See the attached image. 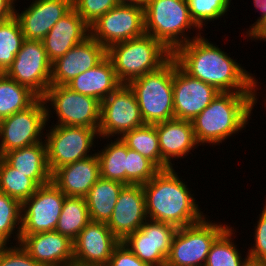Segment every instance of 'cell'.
I'll return each instance as SVG.
<instances>
[{
	"label": "cell",
	"mask_w": 266,
	"mask_h": 266,
	"mask_svg": "<svg viewBox=\"0 0 266 266\" xmlns=\"http://www.w3.org/2000/svg\"><path fill=\"white\" fill-rule=\"evenodd\" d=\"M177 229L170 223L147 219L122 242L149 266H165Z\"/></svg>",
	"instance_id": "cell-15"
},
{
	"label": "cell",
	"mask_w": 266,
	"mask_h": 266,
	"mask_svg": "<svg viewBox=\"0 0 266 266\" xmlns=\"http://www.w3.org/2000/svg\"><path fill=\"white\" fill-rule=\"evenodd\" d=\"M0 266H41L20 244L0 245Z\"/></svg>",
	"instance_id": "cell-40"
},
{
	"label": "cell",
	"mask_w": 266,
	"mask_h": 266,
	"mask_svg": "<svg viewBox=\"0 0 266 266\" xmlns=\"http://www.w3.org/2000/svg\"><path fill=\"white\" fill-rule=\"evenodd\" d=\"M21 224L22 203L0 192V245L19 244Z\"/></svg>",
	"instance_id": "cell-33"
},
{
	"label": "cell",
	"mask_w": 266,
	"mask_h": 266,
	"mask_svg": "<svg viewBox=\"0 0 266 266\" xmlns=\"http://www.w3.org/2000/svg\"><path fill=\"white\" fill-rule=\"evenodd\" d=\"M125 185L100 177L86 198L91 221L107 223L112 216L120 191Z\"/></svg>",
	"instance_id": "cell-27"
},
{
	"label": "cell",
	"mask_w": 266,
	"mask_h": 266,
	"mask_svg": "<svg viewBox=\"0 0 266 266\" xmlns=\"http://www.w3.org/2000/svg\"><path fill=\"white\" fill-rule=\"evenodd\" d=\"M25 37L15 16L0 22V73H5L20 51Z\"/></svg>",
	"instance_id": "cell-35"
},
{
	"label": "cell",
	"mask_w": 266,
	"mask_h": 266,
	"mask_svg": "<svg viewBox=\"0 0 266 266\" xmlns=\"http://www.w3.org/2000/svg\"><path fill=\"white\" fill-rule=\"evenodd\" d=\"M145 34L144 7L117 5L90 26V36L106 50Z\"/></svg>",
	"instance_id": "cell-13"
},
{
	"label": "cell",
	"mask_w": 266,
	"mask_h": 266,
	"mask_svg": "<svg viewBox=\"0 0 266 266\" xmlns=\"http://www.w3.org/2000/svg\"><path fill=\"white\" fill-rule=\"evenodd\" d=\"M253 5L256 10L261 11V15L248 29H246V32H244L245 34H247L261 19L266 17V0H253Z\"/></svg>",
	"instance_id": "cell-44"
},
{
	"label": "cell",
	"mask_w": 266,
	"mask_h": 266,
	"mask_svg": "<svg viewBox=\"0 0 266 266\" xmlns=\"http://www.w3.org/2000/svg\"><path fill=\"white\" fill-rule=\"evenodd\" d=\"M147 219L143 186L125 185L106 224L122 242L129 234L140 229Z\"/></svg>",
	"instance_id": "cell-20"
},
{
	"label": "cell",
	"mask_w": 266,
	"mask_h": 266,
	"mask_svg": "<svg viewBox=\"0 0 266 266\" xmlns=\"http://www.w3.org/2000/svg\"><path fill=\"white\" fill-rule=\"evenodd\" d=\"M11 167L32 178L39 186L52 181L47 162L45 140L27 147L8 151L1 156Z\"/></svg>",
	"instance_id": "cell-26"
},
{
	"label": "cell",
	"mask_w": 266,
	"mask_h": 266,
	"mask_svg": "<svg viewBox=\"0 0 266 266\" xmlns=\"http://www.w3.org/2000/svg\"><path fill=\"white\" fill-rule=\"evenodd\" d=\"M51 64L43 41L25 39L5 74L42 98L51 86Z\"/></svg>",
	"instance_id": "cell-12"
},
{
	"label": "cell",
	"mask_w": 266,
	"mask_h": 266,
	"mask_svg": "<svg viewBox=\"0 0 266 266\" xmlns=\"http://www.w3.org/2000/svg\"><path fill=\"white\" fill-rule=\"evenodd\" d=\"M31 1L21 13L15 8L14 14L25 39L28 40L42 41L57 21L73 8V0Z\"/></svg>",
	"instance_id": "cell-19"
},
{
	"label": "cell",
	"mask_w": 266,
	"mask_h": 266,
	"mask_svg": "<svg viewBox=\"0 0 266 266\" xmlns=\"http://www.w3.org/2000/svg\"><path fill=\"white\" fill-rule=\"evenodd\" d=\"M66 195L52 182L22 203L21 235L55 231Z\"/></svg>",
	"instance_id": "cell-14"
},
{
	"label": "cell",
	"mask_w": 266,
	"mask_h": 266,
	"mask_svg": "<svg viewBox=\"0 0 266 266\" xmlns=\"http://www.w3.org/2000/svg\"><path fill=\"white\" fill-rule=\"evenodd\" d=\"M107 266H149L141 261L123 242H120L112 252Z\"/></svg>",
	"instance_id": "cell-41"
},
{
	"label": "cell",
	"mask_w": 266,
	"mask_h": 266,
	"mask_svg": "<svg viewBox=\"0 0 266 266\" xmlns=\"http://www.w3.org/2000/svg\"><path fill=\"white\" fill-rule=\"evenodd\" d=\"M261 209L262 212L258 216L259 219L254 224V243L253 245L251 243V247H248L247 252L249 260L266 263V201Z\"/></svg>",
	"instance_id": "cell-39"
},
{
	"label": "cell",
	"mask_w": 266,
	"mask_h": 266,
	"mask_svg": "<svg viewBox=\"0 0 266 266\" xmlns=\"http://www.w3.org/2000/svg\"><path fill=\"white\" fill-rule=\"evenodd\" d=\"M173 57L187 74L219 92L260 93L257 91L262 83L255 73L248 72L237 59L203 35L180 46Z\"/></svg>",
	"instance_id": "cell-1"
},
{
	"label": "cell",
	"mask_w": 266,
	"mask_h": 266,
	"mask_svg": "<svg viewBox=\"0 0 266 266\" xmlns=\"http://www.w3.org/2000/svg\"><path fill=\"white\" fill-rule=\"evenodd\" d=\"M46 105L38 98L27 109L0 121V156L8 151L27 147L45 138Z\"/></svg>",
	"instance_id": "cell-10"
},
{
	"label": "cell",
	"mask_w": 266,
	"mask_h": 266,
	"mask_svg": "<svg viewBox=\"0 0 266 266\" xmlns=\"http://www.w3.org/2000/svg\"><path fill=\"white\" fill-rule=\"evenodd\" d=\"M100 178L97 154L58 168L52 174V182L67 197H86Z\"/></svg>",
	"instance_id": "cell-24"
},
{
	"label": "cell",
	"mask_w": 266,
	"mask_h": 266,
	"mask_svg": "<svg viewBox=\"0 0 266 266\" xmlns=\"http://www.w3.org/2000/svg\"><path fill=\"white\" fill-rule=\"evenodd\" d=\"M38 98L28 87L0 73V121L27 109Z\"/></svg>",
	"instance_id": "cell-29"
},
{
	"label": "cell",
	"mask_w": 266,
	"mask_h": 266,
	"mask_svg": "<svg viewBox=\"0 0 266 266\" xmlns=\"http://www.w3.org/2000/svg\"><path fill=\"white\" fill-rule=\"evenodd\" d=\"M46 125L47 162L53 174L58 168L96 154L98 129L83 126ZM47 127L49 128L47 130ZM48 132V133H47ZM94 151V153L92 151Z\"/></svg>",
	"instance_id": "cell-8"
},
{
	"label": "cell",
	"mask_w": 266,
	"mask_h": 266,
	"mask_svg": "<svg viewBox=\"0 0 266 266\" xmlns=\"http://www.w3.org/2000/svg\"><path fill=\"white\" fill-rule=\"evenodd\" d=\"M42 98L46 105L47 124L50 123L51 117H54L53 114H56V124L52 125L99 129L101 119L99 100L74 92L66 85L50 86Z\"/></svg>",
	"instance_id": "cell-7"
},
{
	"label": "cell",
	"mask_w": 266,
	"mask_h": 266,
	"mask_svg": "<svg viewBox=\"0 0 266 266\" xmlns=\"http://www.w3.org/2000/svg\"><path fill=\"white\" fill-rule=\"evenodd\" d=\"M117 5V0H73V8L89 26Z\"/></svg>",
	"instance_id": "cell-38"
},
{
	"label": "cell",
	"mask_w": 266,
	"mask_h": 266,
	"mask_svg": "<svg viewBox=\"0 0 266 266\" xmlns=\"http://www.w3.org/2000/svg\"><path fill=\"white\" fill-rule=\"evenodd\" d=\"M258 96V93L220 92L191 120L197 143L200 146H220L226 139L246 129L252 120Z\"/></svg>",
	"instance_id": "cell-3"
},
{
	"label": "cell",
	"mask_w": 266,
	"mask_h": 266,
	"mask_svg": "<svg viewBox=\"0 0 266 266\" xmlns=\"http://www.w3.org/2000/svg\"><path fill=\"white\" fill-rule=\"evenodd\" d=\"M144 20L145 34L160 41L172 53L203 33L191 20L186 0H146ZM191 29L196 30L195 36L190 37Z\"/></svg>",
	"instance_id": "cell-4"
},
{
	"label": "cell",
	"mask_w": 266,
	"mask_h": 266,
	"mask_svg": "<svg viewBox=\"0 0 266 266\" xmlns=\"http://www.w3.org/2000/svg\"><path fill=\"white\" fill-rule=\"evenodd\" d=\"M174 57L159 69L128 83L135 94L145 124H157L174 118Z\"/></svg>",
	"instance_id": "cell-6"
},
{
	"label": "cell",
	"mask_w": 266,
	"mask_h": 266,
	"mask_svg": "<svg viewBox=\"0 0 266 266\" xmlns=\"http://www.w3.org/2000/svg\"><path fill=\"white\" fill-rule=\"evenodd\" d=\"M144 124L138 101L128 84H121L101 102L100 141L101 138H121Z\"/></svg>",
	"instance_id": "cell-11"
},
{
	"label": "cell",
	"mask_w": 266,
	"mask_h": 266,
	"mask_svg": "<svg viewBox=\"0 0 266 266\" xmlns=\"http://www.w3.org/2000/svg\"><path fill=\"white\" fill-rule=\"evenodd\" d=\"M246 39H251V42L254 40L258 41H266V17L261 19L247 34H246Z\"/></svg>",
	"instance_id": "cell-42"
},
{
	"label": "cell",
	"mask_w": 266,
	"mask_h": 266,
	"mask_svg": "<svg viewBox=\"0 0 266 266\" xmlns=\"http://www.w3.org/2000/svg\"><path fill=\"white\" fill-rule=\"evenodd\" d=\"M219 94L215 87L187 74L174 58V118L191 121Z\"/></svg>",
	"instance_id": "cell-16"
},
{
	"label": "cell",
	"mask_w": 266,
	"mask_h": 266,
	"mask_svg": "<svg viewBox=\"0 0 266 266\" xmlns=\"http://www.w3.org/2000/svg\"><path fill=\"white\" fill-rule=\"evenodd\" d=\"M244 266H266V263L255 262L252 260H248Z\"/></svg>",
	"instance_id": "cell-46"
},
{
	"label": "cell",
	"mask_w": 266,
	"mask_h": 266,
	"mask_svg": "<svg viewBox=\"0 0 266 266\" xmlns=\"http://www.w3.org/2000/svg\"><path fill=\"white\" fill-rule=\"evenodd\" d=\"M191 20L201 30L209 22L225 18L232 0H186Z\"/></svg>",
	"instance_id": "cell-36"
},
{
	"label": "cell",
	"mask_w": 266,
	"mask_h": 266,
	"mask_svg": "<svg viewBox=\"0 0 266 266\" xmlns=\"http://www.w3.org/2000/svg\"><path fill=\"white\" fill-rule=\"evenodd\" d=\"M15 2L13 0H0V22L12 18L15 14Z\"/></svg>",
	"instance_id": "cell-43"
},
{
	"label": "cell",
	"mask_w": 266,
	"mask_h": 266,
	"mask_svg": "<svg viewBox=\"0 0 266 266\" xmlns=\"http://www.w3.org/2000/svg\"><path fill=\"white\" fill-rule=\"evenodd\" d=\"M161 151V170L172 168L173 160L186 159L200 146L195 138L192 122L173 118L155 124ZM174 164H173V163Z\"/></svg>",
	"instance_id": "cell-21"
},
{
	"label": "cell",
	"mask_w": 266,
	"mask_h": 266,
	"mask_svg": "<svg viewBox=\"0 0 266 266\" xmlns=\"http://www.w3.org/2000/svg\"><path fill=\"white\" fill-rule=\"evenodd\" d=\"M120 85L113 64L106 56L98 65L76 76L66 86L74 92L102 102Z\"/></svg>",
	"instance_id": "cell-25"
},
{
	"label": "cell",
	"mask_w": 266,
	"mask_h": 266,
	"mask_svg": "<svg viewBox=\"0 0 266 266\" xmlns=\"http://www.w3.org/2000/svg\"><path fill=\"white\" fill-rule=\"evenodd\" d=\"M119 243L105 222L90 221L73 240V264L107 266Z\"/></svg>",
	"instance_id": "cell-17"
},
{
	"label": "cell",
	"mask_w": 266,
	"mask_h": 266,
	"mask_svg": "<svg viewBox=\"0 0 266 266\" xmlns=\"http://www.w3.org/2000/svg\"><path fill=\"white\" fill-rule=\"evenodd\" d=\"M90 221L86 198L66 196L55 231L73 241Z\"/></svg>",
	"instance_id": "cell-31"
},
{
	"label": "cell",
	"mask_w": 266,
	"mask_h": 266,
	"mask_svg": "<svg viewBox=\"0 0 266 266\" xmlns=\"http://www.w3.org/2000/svg\"><path fill=\"white\" fill-rule=\"evenodd\" d=\"M159 171L152 161L127 147L126 185L146 184Z\"/></svg>",
	"instance_id": "cell-37"
},
{
	"label": "cell",
	"mask_w": 266,
	"mask_h": 266,
	"mask_svg": "<svg viewBox=\"0 0 266 266\" xmlns=\"http://www.w3.org/2000/svg\"><path fill=\"white\" fill-rule=\"evenodd\" d=\"M172 56V52L148 34L114 44L107 49V57L111 60L121 84H128L159 69Z\"/></svg>",
	"instance_id": "cell-5"
},
{
	"label": "cell",
	"mask_w": 266,
	"mask_h": 266,
	"mask_svg": "<svg viewBox=\"0 0 266 266\" xmlns=\"http://www.w3.org/2000/svg\"><path fill=\"white\" fill-rule=\"evenodd\" d=\"M103 140L109 143L96 152L100 164V177L126 185L127 145L117 137L114 141L111 138H102Z\"/></svg>",
	"instance_id": "cell-28"
},
{
	"label": "cell",
	"mask_w": 266,
	"mask_h": 266,
	"mask_svg": "<svg viewBox=\"0 0 266 266\" xmlns=\"http://www.w3.org/2000/svg\"><path fill=\"white\" fill-rule=\"evenodd\" d=\"M229 225L213 242L204 266H244L249 260L248 252L245 257L233 241L236 230ZM243 257V258H242Z\"/></svg>",
	"instance_id": "cell-30"
},
{
	"label": "cell",
	"mask_w": 266,
	"mask_h": 266,
	"mask_svg": "<svg viewBox=\"0 0 266 266\" xmlns=\"http://www.w3.org/2000/svg\"><path fill=\"white\" fill-rule=\"evenodd\" d=\"M118 5H134L144 7L146 0H117Z\"/></svg>",
	"instance_id": "cell-45"
},
{
	"label": "cell",
	"mask_w": 266,
	"mask_h": 266,
	"mask_svg": "<svg viewBox=\"0 0 266 266\" xmlns=\"http://www.w3.org/2000/svg\"><path fill=\"white\" fill-rule=\"evenodd\" d=\"M208 219L205 216L195 224L177 229L165 266L205 265L211 245L229 226Z\"/></svg>",
	"instance_id": "cell-9"
},
{
	"label": "cell",
	"mask_w": 266,
	"mask_h": 266,
	"mask_svg": "<svg viewBox=\"0 0 266 266\" xmlns=\"http://www.w3.org/2000/svg\"><path fill=\"white\" fill-rule=\"evenodd\" d=\"M265 91H266V89H265ZM264 105H265L264 107H266V98L265 97H264Z\"/></svg>",
	"instance_id": "cell-47"
},
{
	"label": "cell",
	"mask_w": 266,
	"mask_h": 266,
	"mask_svg": "<svg viewBox=\"0 0 266 266\" xmlns=\"http://www.w3.org/2000/svg\"><path fill=\"white\" fill-rule=\"evenodd\" d=\"M90 36V26L72 8L60 18L42 40L48 59L53 62Z\"/></svg>",
	"instance_id": "cell-23"
},
{
	"label": "cell",
	"mask_w": 266,
	"mask_h": 266,
	"mask_svg": "<svg viewBox=\"0 0 266 266\" xmlns=\"http://www.w3.org/2000/svg\"><path fill=\"white\" fill-rule=\"evenodd\" d=\"M39 185L25 174L11 167L0 156V192L23 203L30 198Z\"/></svg>",
	"instance_id": "cell-34"
},
{
	"label": "cell",
	"mask_w": 266,
	"mask_h": 266,
	"mask_svg": "<svg viewBox=\"0 0 266 266\" xmlns=\"http://www.w3.org/2000/svg\"><path fill=\"white\" fill-rule=\"evenodd\" d=\"M175 168L160 170L142 186L148 219L180 228L195 224L208 215L200 210L192 188L190 190L188 182L178 176Z\"/></svg>",
	"instance_id": "cell-2"
},
{
	"label": "cell",
	"mask_w": 266,
	"mask_h": 266,
	"mask_svg": "<svg viewBox=\"0 0 266 266\" xmlns=\"http://www.w3.org/2000/svg\"><path fill=\"white\" fill-rule=\"evenodd\" d=\"M19 244L41 266L73 265V241L59 232L21 235Z\"/></svg>",
	"instance_id": "cell-22"
},
{
	"label": "cell",
	"mask_w": 266,
	"mask_h": 266,
	"mask_svg": "<svg viewBox=\"0 0 266 266\" xmlns=\"http://www.w3.org/2000/svg\"><path fill=\"white\" fill-rule=\"evenodd\" d=\"M121 140L128 148L137 151L161 170V151L155 124H144L126 132Z\"/></svg>",
	"instance_id": "cell-32"
},
{
	"label": "cell",
	"mask_w": 266,
	"mask_h": 266,
	"mask_svg": "<svg viewBox=\"0 0 266 266\" xmlns=\"http://www.w3.org/2000/svg\"><path fill=\"white\" fill-rule=\"evenodd\" d=\"M106 56L107 50L89 36L52 62L51 86L67 85L76 76L94 68Z\"/></svg>",
	"instance_id": "cell-18"
}]
</instances>
